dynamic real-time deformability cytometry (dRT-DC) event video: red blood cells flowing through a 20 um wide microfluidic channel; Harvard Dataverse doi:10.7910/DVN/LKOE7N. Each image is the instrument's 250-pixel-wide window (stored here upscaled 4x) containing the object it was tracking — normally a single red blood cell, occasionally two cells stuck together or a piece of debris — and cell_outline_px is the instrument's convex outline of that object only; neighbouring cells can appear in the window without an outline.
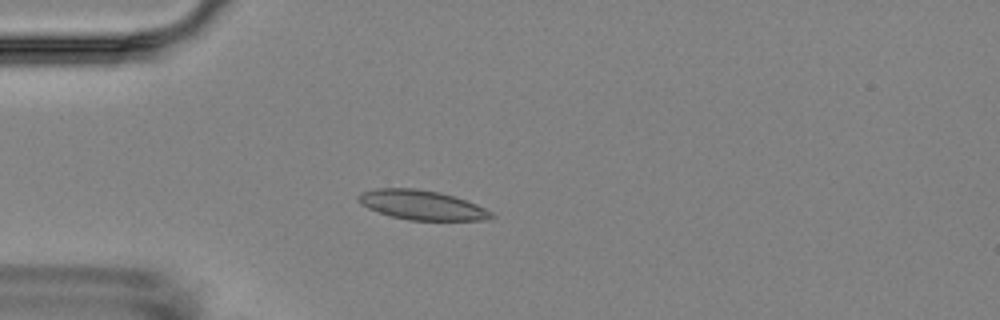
{"species": "Egyptian fruit bat (a non-hibernating species)", "species_latin": "Rousettus aegyptiacus", "temperature_condition": "room temperature", "stored_images_in_passage": 5, "camera_frame_rate_fps": 3000, "um_per_image_px": 0.085, "animal": {"sex": "female"}, "frame": {"image": 1, "passage_image": 4, "time_ms": 3.333, "image_size_px": [1000, 320], "cell_outline_px": [[496, 216], [484, 220], [408, 220], [388, 216], [368, 208], [360, 204], [356, 200], [356, 196], [360, 192], [376, 188], [416, 188], [440, 192], [476, 204], [492, 212]], "centroid_in_image_um": [35.79, 17.42], "position_along_channel_um": 49.2, "area_um2": 23.0}}